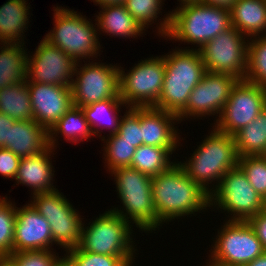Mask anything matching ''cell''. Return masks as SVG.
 <instances>
[{
  "mask_svg": "<svg viewBox=\"0 0 266 266\" xmlns=\"http://www.w3.org/2000/svg\"><path fill=\"white\" fill-rule=\"evenodd\" d=\"M236 28L215 36L199 51L207 72L229 74L244 80L248 69V42Z\"/></svg>",
  "mask_w": 266,
  "mask_h": 266,
  "instance_id": "cell-11",
  "label": "cell"
},
{
  "mask_svg": "<svg viewBox=\"0 0 266 266\" xmlns=\"http://www.w3.org/2000/svg\"><path fill=\"white\" fill-rule=\"evenodd\" d=\"M7 197L0 198V258L13 252L16 206ZM14 205V206H13Z\"/></svg>",
  "mask_w": 266,
  "mask_h": 266,
  "instance_id": "cell-34",
  "label": "cell"
},
{
  "mask_svg": "<svg viewBox=\"0 0 266 266\" xmlns=\"http://www.w3.org/2000/svg\"><path fill=\"white\" fill-rule=\"evenodd\" d=\"M0 112L14 120H34L27 82L0 89Z\"/></svg>",
  "mask_w": 266,
  "mask_h": 266,
  "instance_id": "cell-28",
  "label": "cell"
},
{
  "mask_svg": "<svg viewBox=\"0 0 266 266\" xmlns=\"http://www.w3.org/2000/svg\"><path fill=\"white\" fill-rule=\"evenodd\" d=\"M128 1H132V0H122V4H126Z\"/></svg>",
  "mask_w": 266,
  "mask_h": 266,
  "instance_id": "cell-49",
  "label": "cell"
},
{
  "mask_svg": "<svg viewBox=\"0 0 266 266\" xmlns=\"http://www.w3.org/2000/svg\"><path fill=\"white\" fill-rule=\"evenodd\" d=\"M21 158L12 151L0 148V174L5 178H16Z\"/></svg>",
  "mask_w": 266,
  "mask_h": 266,
  "instance_id": "cell-39",
  "label": "cell"
},
{
  "mask_svg": "<svg viewBox=\"0 0 266 266\" xmlns=\"http://www.w3.org/2000/svg\"><path fill=\"white\" fill-rule=\"evenodd\" d=\"M179 119L176 114L155 108L140 107V129L142 144L162 148H177L179 133L174 123ZM177 146V147H176Z\"/></svg>",
  "mask_w": 266,
  "mask_h": 266,
  "instance_id": "cell-19",
  "label": "cell"
},
{
  "mask_svg": "<svg viewBox=\"0 0 266 266\" xmlns=\"http://www.w3.org/2000/svg\"><path fill=\"white\" fill-rule=\"evenodd\" d=\"M53 8L54 29L44 39L62 49L78 63L83 58L95 57L101 45L96 33L98 29L94 24L77 11L58 6Z\"/></svg>",
  "mask_w": 266,
  "mask_h": 266,
  "instance_id": "cell-7",
  "label": "cell"
},
{
  "mask_svg": "<svg viewBox=\"0 0 266 266\" xmlns=\"http://www.w3.org/2000/svg\"><path fill=\"white\" fill-rule=\"evenodd\" d=\"M236 0H201V3L230 9Z\"/></svg>",
  "mask_w": 266,
  "mask_h": 266,
  "instance_id": "cell-42",
  "label": "cell"
},
{
  "mask_svg": "<svg viewBox=\"0 0 266 266\" xmlns=\"http://www.w3.org/2000/svg\"><path fill=\"white\" fill-rule=\"evenodd\" d=\"M213 129L187 163L179 162L188 177L209 194L212 189H209L208 184L215 180L217 187L222 177L238 166L234 136Z\"/></svg>",
  "mask_w": 266,
  "mask_h": 266,
  "instance_id": "cell-4",
  "label": "cell"
},
{
  "mask_svg": "<svg viewBox=\"0 0 266 266\" xmlns=\"http://www.w3.org/2000/svg\"><path fill=\"white\" fill-rule=\"evenodd\" d=\"M26 2V0H8L0 6L1 43H24L22 36L29 22L30 8L26 6L28 4Z\"/></svg>",
  "mask_w": 266,
  "mask_h": 266,
  "instance_id": "cell-24",
  "label": "cell"
},
{
  "mask_svg": "<svg viewBox=\"0 0 266 266\" xmlns=\"http://www.w3.org/2000/svg\"><path fill=\"white\" fill-rule=\"evenodd\" d=\"M173 11L162 18L164 21L157 28L159 35L187 44H197L198 50L232 27L230 10L226 8L198 2L182 5Z\"/></svg>",
  "mask_w": 266,
  "mask_h": 266,
  "instance_id": "cell-2",
  "label": "cell"
},
{
  "mask_svg": "<svg viewBox=\"0 0 266 266\" xmlns=\"http://www.w3.org/2000/svg\"><path fill=\"white\" fill-rule=\"evenodd\" d=\"M58 191L35 193L30 204L47 219L53 242L67 251L80 244L83 223L77 210Z\"/></svg>",
  "mask_w": 266,
  "mask_h": 266,
  "instance_id": "cell-10",
  "label": "cell"
},
{
  "mask_svg": "<svg viewBox=\"0 0 266 266\" xmlns=\"http://www.w3.org/2000/svg\"><path fill=\"white\" fill-rule=\"evenodd\" d=\"M110 173L112 176L114 174L116 189L126 213L121 208L120 210L114 208L111 211L130 224L133 221L132 224L135 223V226L142 231H155L159 228L161 223L157 218L153 202L152 177L131 167L117 168Z\"/></svg>",
  "mask_w": 266,
  "mask_h": 266,
  "instance_id": "cell-5",
  "label": "cell"
},
{
  "mask_svg": "<svg viewBox=\"0 0 266 266\" xmlns=\"http://www.w3.org/2000/svg\"><path fill=\"white\" fill-rule=\"evenodd\" d=\"M99 15H96L97 29L112 36L135 38L145 30L141 24L128 12L125 4L105 5Z\"/></svg>",
  "mask_w": 266,
  "mask_h": 266,
  "instance_id": "cell-23",
  "label": "cell"
},
{
  "mask_svg": "<svg viewBox=\"0 0 266 266\" xmlns=\"http://www.w3.org/2000/svg\"><path fill=\"white\" fill-rule=\"evenodd\" d=\"M53 149L49 146L38 155L21 158L15 178L17 185L22 183L33 188V194L57 190L51 182L55 171L49 156Z\"/></svg>",
  "mask_w": 266,
  "mask_h": 266,
  "instance_id": "cell-20",
  "label": "cell"
},
{
  "mask_svg": "<svg viewBox=\"0 0 266 266\" xmlns=\"http://www.w3.org/2000/svg\"><path fill=\"white\" fill-rule=\"evenodd\" d=\"M238 167L244 172L255 191L266 201V157H238Z\"/></svg>",
  "mask_w": 266,
  "mask_h": 266,
  "instance_id": "cell-33",
  "label": "cell"
},
{
  "mask_svg": "<svg viewBox=\"0 0 266 266\" xmlns=\"http://www.w3.org/2000/svg\"><path fill=\"white\" fill-rule=\"evenodd\" d=\"M266 107V88L246 80H239L232 88L228 102L216 120L215 128L234 136L254 121Z\"/></svg>",
  "mask_w": 266,
  "mask_h": 266,
  "instance_id": "cell-14",
  "label": "cell"
},
{
  "mask_svg": "<svg viewBox=\"0 0 266 266\" xmlns=\"http://www.w3.org/2000/svg\"><path fill=\"white\" fill-rule=\"evenodd\" d=\"M250 38L248 43V69L244 80L266 88V33ZM255 39V40H254Z\"/></svg>",
  "mask_w": 266,
  "mask_h": 266,
  "instance_id": "cell-31",
  "label": "cell"
},
{
  "mask_svg": "<svg viewBox=\"0 0 266 266\" xmlns=\"http://www.w3.org/2000/svg\"><path fill=\"white\" fill-rule=\"evenodd\" d=\"M129 223L110 209L97 217L90 227L83 223L78 247L86 252L120 257L131 266L136 250L132 245L130 236L133 232Z\"/></svg>",
  "mask_w": 266,
  "mask_h": 266,
  "instance_id": "cell-6",
  "label": "cell"
},
{
  "mask_svg": "<svg viewBox=\"0 0 266 266\" xmlns=\"http://www.w3.org/2000/svg\"><path fill=\"white\" fill-rule=\"evenodd\" d=\"M214 188L210 193V206L218 205L227 213L231 212L233 216L229 220L247 221L266 209V201L255 191L238 166L229 170Z\"/></svg>",
  "mask_w": 266,
  "mask_h": 266,
  "instance_id": "cell-8",
  "label": "cell"
},
{
  "mask_svg": "<svg viewBox=\"0 0 266 266\" xmlns=\"http://www.w3.org/2000/svg\"><path fill=\"white\" fill-rule=\"evenodd\" d=\"M238 81L239 79L229 74L206 72L192 90L186 107L177 115L179 121L190 116L220 114Z\"/></svg>",
  "mask_w": 266,
  "mask_h": 266,
  "instance_id": "cell-16",
  "label": "cell"
},
{
  "mask_svg": "<svg viewBox=\"0 0 266 266\" xmlns=\"http://www.w3.org/2000/svg\"><path fill=\"white\" fill-rule=\"evenodd\" d=\"M175 149L142 144L136 148L130 167L150 177L156 176L175 164L169 158Z\"/></svg>",
  "mask_w": 266,
  "mask_h": 266,
  "instance_id": "cell-29",
  "label": "cell"
},
{
  "mask_svg": "<svg viewBox=\"0 0 266 266\" xmlns=\"http://www.w3.org/2000/svg\"><path fill=\"white\" fill-rule=\"evenodd\" d=\"M122 105H125L122 99H106L103 101L92 103L88 106L81 107V109L84 112L85 118L90 125L92 133L96 136L98 135V133L101 134V132L100 130L95 129V127H101V126L103 127L105 126L106 129L111 128L110 129L111 134L117 133L121 121V118L117 113L120 112L119 109L121 108ZM102 119L106 120L104 124H103L104 121L101 122Z\"/></svg>",
  "mask_w": 266,
  "mask_h": 266,
  "instance_id": "cell-30",
  "label": "cell"
},
{
  "mask_svg": "<svg viewBox=\"0 0 266 266\" xmlns=\"http://www.w3.org/2000/svg\"><path fill=\"white\" fill-rule=\"evenodd\" d=\"M238 157L264 155L266 151V107L254 121L234 135Z\"/></svg>",
  "mask_w": 266,
  "mask_h": 266,
  "instance_id": "cell-27",
  "label": "cell"
},
{
  "mask_svg": "<svg viewBox=\"0 0 266 266\" xmlns=\"http://www.w3.org/2000/svg\"><path fill=\"white\" fill-rule=\"evenodd\" d=\"M152 192L160 223L210 207V194L188 177L179 162L152 177Z\"/></svg>",
  "mask_w": 266,
  "mask_h": 266,
  "instance_id": "cell-1",
  "label": "cell"
},
{
  "mask_svg": "<svg viewBox=\"0 0 266 266\" xmlns=\"http://www.w3.org/2000/svg\"><path fill=\"white\" fill-rule=\"evenodd\" d=\"M33 117L49 131L73 107L71 87L27 82Z\"/></svg>",
  "mask_w": 266,
  "mask_h": 266,
  "instance_id": "cell-17",
  "label": "cell"
},
{
  "mask_svg": "<svg viewBox=\"0 0 266 266\" xmlns=\"http://www.w3.org/2000/svg\"><path fill=\"white\" fill-rule=\"evenodd\" d=\"M53 243L50 224L31 204L16 209L13 252L50 250Z\"/></svg>",
  "mask_w": 266,
  "mask_h": 266,
  "instance_id": "cell-18",
  "label": "cell"
},
{
  "mask_svg": "<svg viewBox=\"0 0 266 266\" xmlns=\"http://www.w3.org/2000/svg\"><path fill=\"white\" fill-rule=\"evenodd\" d=\"M108 138L106 141L105 137L101 140L106 143L103 150L106 153L104 156L109 172L121 167H130L136 148L132 143L121 140L117 134H110Z\"/></svg>",
  "mask_w": 266,
  "mask_h": 266,
  "instance_id": "cell-32",
  "label": "cell"
},
{
  "mask_svg": "<svg viewBox=\"0 0 266 266\" xmlns=\"http://www.w3.org/2000/svg\"><path fill=\"white\" fill-rule=\"evenodd\" d=\"M222 228L214 241L211 253L214 260L231 266H246L265 253L248 221L228 220Z\"/></svg>",
  "mask_w": 266,
  "mask_h": 266,
  "instance_id": "cell-12",
  "label": "cell"
},
{
  "mask_svg": "<svg viewBox=\"0 0 266 266\" xmlns=\"http://www.w3.org/2000/svg\"><path fill=\"white\" fill-rule=\"evenodd\" d=\"M210 259H212V260H210L206 266H231V265H227V264L218 262V261L214 260L213 258H210Z\"/></svg>",
  "mask_w": 266,
  "mask_h": 266,
  "instance_id": "cell-47",
  "label": "cell"
},
{
  "mask_svg": "<svg viewBox=\"0 0 266 266\" xmlns=\"http://www.w3.org/2000/svg\"><path fill=\"white\" fill-rule=\"evenodd\" d=\"M0 266H14V265L7 257H1Z\"/></svg>",
  "mask_w": 266,
  "mask_h": 266,
  "instance_id": "cell-46",
  "label": "cell"
},
{
  "mask_svg": "<svg viewBox=\"0 0 266 266\" xmlns=\"http://www.w3.org/2000/svg\"><path fill=\"white\" fill-rule=\"evenodd\" d=\"M48 147V131L35 120H16L10 127L8 150L18 157L38 155Z\"/></svg>",
  "mask_w": 266,
  "mask_h": 266,
  "instance_id": "cell-21",
  "label": "cell"
},
{
  "mask_svg": "<svg viewBox=\"0 0 266 266\" xmlns=\"http://www.w3.org/2000/svg\"><path fill=\"white\" fill-rule=\"evenodd\" d=\"M181 3L180 5H185V4H193V3H198L201 2V0H179Z\"/></svg>",
  "mask_w": 266,
  "mask_h": 266,
  "instance_id": "cell-48",
  "label": "cell"
},
{
  "mask_svg": "<svg viewBox=\"0 0 266 266\" xmlns=\"http://www.w3.org/2000/svg\"><path fill=\"white\" fill-rule=\"evenodd\" d=\"M66 252L75 266H128L120 257L86 252L79 247Z\"/></svg>",
  "mask_w": 266,
  "mask_h": 266,
  "instance_id": "cell-37",
  "label": "cell"
},
{
  "mask_svg": "<svg viewBox=\"0 0 266 266\" xmlns=\"http://www.w3.org/2000/svg\"><path fill=\"white\" fill-rule=\"evenodd\" d=\"M246 266H266V253L255 258L253 261L248 263Z\"/></svg>",
  "mask_w": 266,
  "mask_h": 266,
  "instance_id": "cell-43",
  "label": "cell"
},
{
  "mask_svg": "<svg viewBox=\"0 0 266 266\" xmlns=\"http://www.w3.org/2000/svg\"><path fill=\"white\" fill-rule=\"evenodd\" d=\"M162 0H132L128 1L125 6L128 12L136 19L145 29L156 21L158 13L162 9ZM147 25V26H146Z\"/></svg>",
  "mask_w": 266,
  "mask_h": 266,
  "instance_id": "cell-36",
  "label": "cell"
},
{
  "mask_svg": "<svg viewBox=\"0 0 266 266\" xmlns=\"http://www.w3.org/2000/svg\"><path fill=\"white\" fill-rule=\"evenodd\" d=\"M61 133L68 141L77 143L82 140L89 139L92 135V130L88 121L85 118L84 112L80 107L73 106L68 110L48 131L49 146L55 148L56 135ZM55 135V136H54Z\"/></svg>",
  "mask_w": 266,
  "mask_h": 266,
  "instance_id": "cell-26",
  "label": "cell"
},
{
  "mask_svg": "<svg viewBox=\"0 0 266 266\" xmlns=\"http://www.w3.org/2000/svg\"><path fill=\"white\" fill-rule=\"evenodd\" d=\"M93 2L100 5V7L105 5L122 4V0H93Z\"/></svg>",
  "mask_w": 266,
  "mask_h": 266,
  "instance_id": "cell-45",
  "label": "cell"
},
{
  "mask_svg": "<svg viewBox=\"0 0 266 266\" xmlns=\"http://www.w3.org/2000/svg\"><path fill=\"white\" fill-rule=\"evenodd\" d=\"M248 223L254 229L266 253V209L249 218Z\"/></svg>",
  "mask_w": 266,
  "mask_h": 266,
  "instance_id": "cell-40",
  "label": "cell"
},
{
  "mask_svg": "<svg viewBox=\"0 0 266 266\" xmlns=\"http://www.w3.org/2000/svg\"><path fill=\"white\" fill-rule=\"evenodd\" d=\"M164 74V56L142 60L127 73L120 66L119 97L127 107L154 106L160 97Z\"/></svg>",
  "mask_w": 266,
  "mask_h": 266,
  "instance_id": "cell-9",
  "label": "cell"
},
{
  "mask_svg": "<svg viewBox=\"0 0 266 266\" xmlns=\"http://www.w3.org/2000/svg\"><path fill=\"white\" fill-rule=\"evenodd\" d=\"M128 111L122 116L117 135L121 140L132 143L135 148L142 145L140 129V107H127Z\"/></svg>",
  "mask_w": 266,
  "mask_h": 266,
  "instance_id": "cell-35",
  "label": "cell"
},
{
  "mask_svg": "<svg viewBox=\"0 0 266 266\" xmlns=\"http://www.w3.org/2000/svg\"><path fill=\"white\" fill-rule=\"evenodd\" d=\"M13 118L0 112V148H9L10 127L13 126Z\"/></svg>",
  "mask_w": 266,
  "mask_h": 266,
  "instance_id": "cell-41",
  "label": "cell"
},
{
  "mask_svg": "<svg viewBox=\"0 0 266 266\" xmlns=\"http://www.w3.org/2000/svg\"><path fill=\"white\" fill-rule=\"evenodd\" d=\"M229 10L231 26L245 37L266 32V0H236Z\"/></svg>",
  "mask_w": 266,
  "mask_h": 266,
  "instance_id": "cell-22",
  "label": "cell"
},
{
  "mask_svg": "<svg viewBox=\"0 0 266 266\" xmlns=\"http://www.w3.org/2000/svg\"><path fill=\"white\" fill-rule=\"evenodd\" d=\"M165 74L162 90L153 106L178 115L187 105L189 96L207 72L197 49H177L164 55Z\"/></svg>",
  "mask_w": 266,
  "mask_h": 266,
  "instance_id": "cell-3",
  "label": "cell"
},
{
  "mask_svg": "<svg viewBox=\"0 0 266 266\" xmlns=\"http://www.w3.org/2000/svg\"><path fill=\"white\" fill-rule=\"evenodd\" d=\"M51 250L12 252L7 258L14 266H54L59 256Z\"/></svg>",
  "mask_w": 266,
  "mask_h": 266,
  "instance_id": "cell-38",
  "label": "cell"
},
{
  "mask_svg": "<svg viewBox=\"0 0 266 266\" xmlns=\"http://www.w3.org/2000/svg\"><path fill=\"white\" fill-rule=\"evenodd\" d=\"M54 266H75L74 262L68 257L58 258Z\"/></svg>",
  "mask_w": 266,
  "mask_h": 266,
  "instance_id": "cell-44",
  "label": "cell"
},
{
  "mask_svg": "<svg viewBox=\"0 0 266 266\" xmlns=\"http://www.w3.org/2000/svg\"><path fill=\"white\" fill-rule=\"evenodd\" d=\"M76 64L62 49L43 39L27 57L26 82L71 87Z\"/></svg>",
  "mask_w": 266,
  "mask_h": 266,
  "instance_id": "cell-15",
  "label": "cell"
},
{
  "mask_svg": "<svg viewBox=\"0 0 266 266\" xmlns=\"http://www.w3.org/2000/svg\"><path fill=\"white\" fill-rule=\"evenodd\" d=\"M0 47V89L26 81L27 57L24 43H2Z\"/></svg>",
  "mask_w": 266,
  "mask_h": 266,
  "instance_id": "cell-25",
  "label": "cell"
},
{
  "mask_svg": "<svg viewBox=\"0 0 266 266\" xmlns=\"http://www.w3.org/2000/svg\"><path fill=\"white\" fill-rule=\"evenodd\" d=\"M76 64L71 93L73 106L84 107L106 99L119 97V67L104 63Z\"/></svg>",
  "mask_w": 266,
  "mask_h": 266,
  "instance_id": "cell-13",
  "label": "cell"
}]
</instances>
